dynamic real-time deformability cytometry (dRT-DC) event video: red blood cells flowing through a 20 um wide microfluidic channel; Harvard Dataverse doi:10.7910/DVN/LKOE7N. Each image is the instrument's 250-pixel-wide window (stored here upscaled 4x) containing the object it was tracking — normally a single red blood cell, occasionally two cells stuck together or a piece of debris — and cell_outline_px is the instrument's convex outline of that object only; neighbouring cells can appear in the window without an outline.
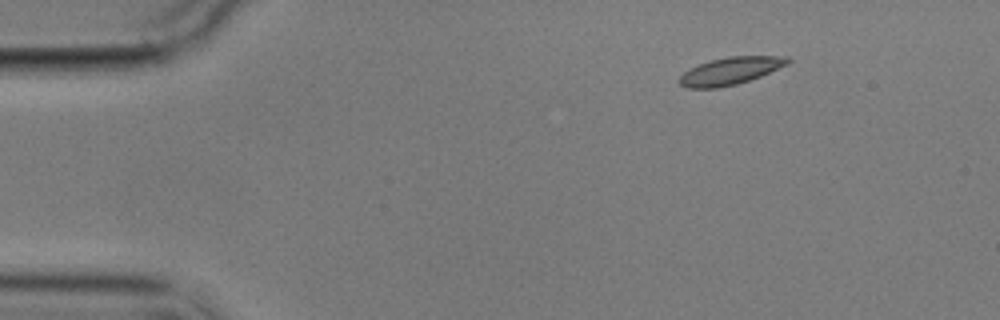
{"species": "common noctule bat (a hibernating species)", "species_latin": "Nyctalus noctula", "temperature_condition": "cold", "stored_images_in_passage": 4, "segment_of_instrument_passage": [2, 2], "camera_frame_rate_fps": 3000, "um_per_image_px": 0.085, "animal": {"sex": "male", "body_mass_g": 17.9}, "frame": {"image": 1, "passage_image": 4, "time_ms": 3.667, "image_size_px": [1000, 320], "cell_outline_px": [[792, 60], [788, 64], [760, 76], [736, 84], [716, 88], [688, 88], [680, 84], [676, 80], [684, 72], [700, 64], [712, 60], [728, 56], [788, 56]], "centroid_in_image_um": [62.09, 6.02], "position_along_channel_um": 22.9, "area_um2": 17.11}}